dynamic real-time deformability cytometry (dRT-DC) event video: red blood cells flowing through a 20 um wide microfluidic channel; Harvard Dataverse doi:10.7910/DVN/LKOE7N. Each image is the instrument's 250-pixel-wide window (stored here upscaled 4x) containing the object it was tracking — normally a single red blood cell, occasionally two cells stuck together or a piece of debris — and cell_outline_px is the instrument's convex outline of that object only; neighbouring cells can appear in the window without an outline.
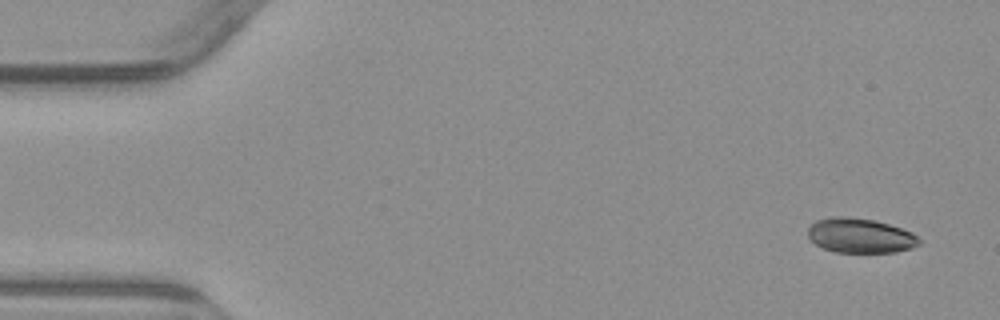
{"species": "common noctule bat (a hibernating species)", "species_latin": "Nyctalus noctula", "temperature_condition": "warm", "stored_images_in_passage": 6, "camera_frame_rate_fps": 3000, "um_per_image_px": 0.085, "animal": {"sex": "male", "body_mass_g": 23.1, "forearm_length_mm": 52.7}, "frame": {"image": 1, "passage_image": 1, "time_ms": 0.0, "image_size_px": [1000, 320], "cell_outline_px": [[920, 244], [912, 248], [896, 252], [836, 252], [824, 248], [808, 240], [808, 228], [816, 220], [828, 216], [848, 216], [876, 220], [912, 232], [920, 240]], "centroid_in_image_um": [73.09, 20.01], "position_along_channel_um": 11.9, "area_um2": 22.66}}
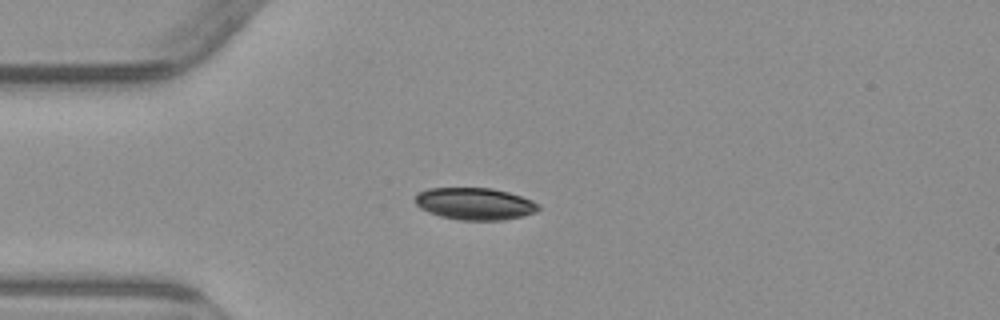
{"frame": {"image": 2, "passage_image": 4, "time_ms": 3.667, "image_size_px": [1000, 320], "cell_outline_px": [[540, 208], [536, 212], [524, 216], [500, 220], [460, 220], [440, 216], [428, 212], [420, 208], [416, 204], [416, 192], [428, 188], [492, 188], [508, 192], [532, 200], [540, 204]], "centroid_in_image_um": [40.36, 17.32], "position_along_channel_um": 44.6, "area_um2": 23.12}}
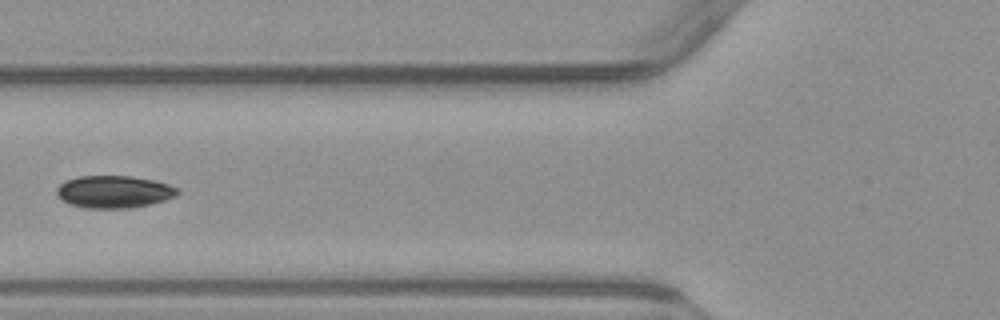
{"frame": {"image": 3, "passage_image": 6, "time_ms": 6.0, "image_size_px": [1000, 320], "cell_outline_px": [[180, 192], [176, 196], [164, 200], [132, 208], [84, 208], [72, 204], [64, 200], [56, 192], [56, 188], [60, 184], [68, 180], [80, 176], [128, 176], [152, 180], [168, 184], [176, 188]], "centroid_in_image_um": [9.7, 16.3], "position_along_channel_um": 116.1, "area_um2": 22.43}}